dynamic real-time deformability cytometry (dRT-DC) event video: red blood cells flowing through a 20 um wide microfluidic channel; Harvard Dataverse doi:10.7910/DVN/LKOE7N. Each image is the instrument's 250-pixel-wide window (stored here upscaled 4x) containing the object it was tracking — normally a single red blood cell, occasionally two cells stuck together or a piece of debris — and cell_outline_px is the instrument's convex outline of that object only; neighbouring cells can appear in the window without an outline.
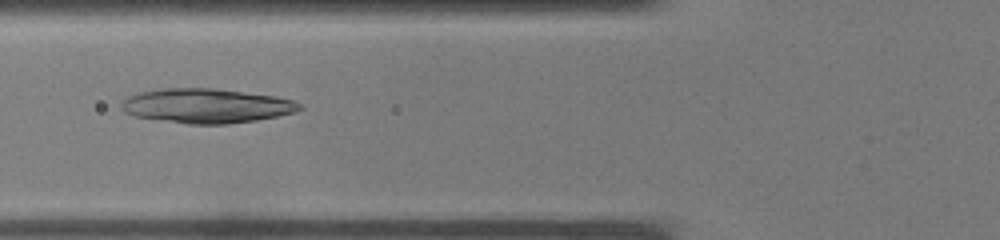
{"species": "common noctule bat (a hibernating species)", "species_latin": "Nyctalus noctula", "temperature_condition": "warm", "stored_images_in_passage": 31, "camera_frame_rate_fps": 3000, "um_per_image_px": 0.085, "animal": {"sex": "male", "body_mass_g": 19.0, "forearm_length_mm": 50.8}, "frame": {"image": 1, "passage_image": 8, "time_ms": 2.333, "image_size_px": [1000, 240], "cell_outline_px": [[304, 108], [296, 112], [256, 120], [228, 124], [188, 124], [136, 116], [124, 112], [120, 108], [120, 100], [136, 92], [164, 88], [212, 88], [276, 96], [292, 100], [300, 104]], "centroid_in_image_um": [17.51, 8.99], "position_along_channel_um": 108.3, "area_um2": 35.89}}
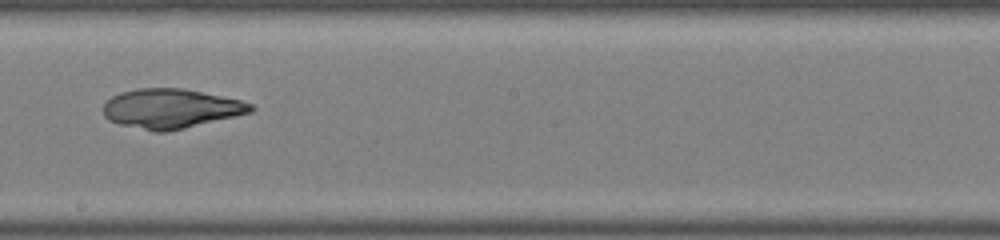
{"frame": {"image": 2, "passage_image": 15, "time_ms": 4.667, "image_size_px": [1000, 240], "cell_outline_px": [[256, 108], [252, 112], [184, 128], [164, 132], [152, 132], [120, 124], [108, 120], [104, 116], [104, 104], [112, 96], [120, 92], [136, 88], [184, 88], [240, 100], [252, 104]], "centroid_in_image_um": [14.51, 9.23], "position_along_channel_um": 233.7, "area_um2": 33.87}}
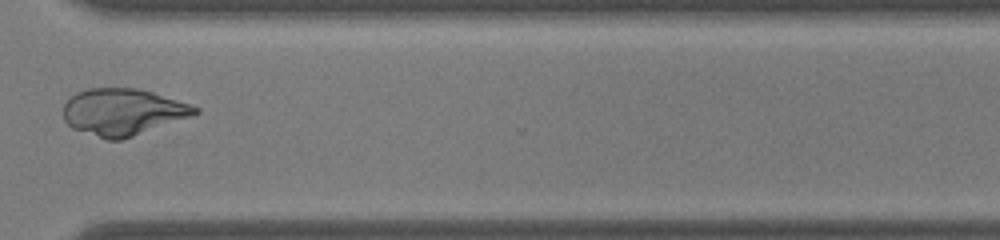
{"frame": {"image": 3, "passage_image": 22, "time_ms": 7.0, "image_size_px": [1000, 240], "cell_outline_px": [[200, 112], [192, 116], [124, 140], [108, 140], [72, 128], [64, 120], [64, 104], [76, 92], [88, 88], [136, 88], [152, 92], [192, 104], [200, 108]], "centroid_in_image_um": [10.48, 9.52], "position_along_channel_um": 360.1, "area_um2": 36.01}}